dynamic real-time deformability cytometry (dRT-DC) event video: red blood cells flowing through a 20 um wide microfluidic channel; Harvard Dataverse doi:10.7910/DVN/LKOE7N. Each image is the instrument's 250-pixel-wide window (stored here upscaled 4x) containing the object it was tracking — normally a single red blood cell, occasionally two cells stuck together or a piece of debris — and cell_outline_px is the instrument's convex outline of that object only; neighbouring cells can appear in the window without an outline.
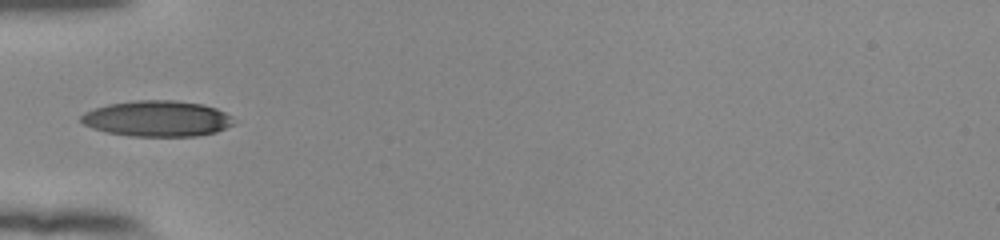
{"species": "human", "species_latin": "Homo sapiens", "temperature_condition": "room temperature", "stored_images_in_passage": 13, "camera_frame_rate_fps": 3000, "um_per_image_px": 0.085, "donor": {"sex": "female"}, "frame": {"image": 1, "passage_image": 1, "time_ms": 0.0, "image_size_px": [1000, 240], "cell_outline_px": [[236, 124], [216, 132], [196, 136], [128, 136], [108, 132], [92, 128], [84, 124], [80, 120], [80, 116], [84, 112], [92, 108], [108, 104], [136, 100], [176, 100], [204, 104], [216, 108], [232, 116]], "centroid_in_image_um": [13.37, 10.07], "position_along_channel_um": 71.6, "area_um2": 32.19}}
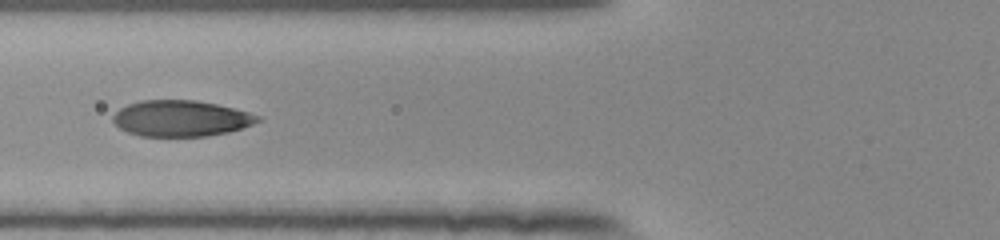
{"frame": {"image": 2, "passage_image": 4, "time_ms": 1.0, "image_size_px": [1000, 240], "cell_outline_px": [[260, 120], [252, 124], [228, 132], [208, 136], [140, 136], [128, 132], [120, 128], [112, 120], [112, 116], [120, 108], [128, 104], [140, 100], [196, 100], [216, 104], [248, 112], [260, 116]], "centroid_in_image_um": [15.35, 10.06], "position_along_channel_um": 110.5, "area_um2": 30.23}}
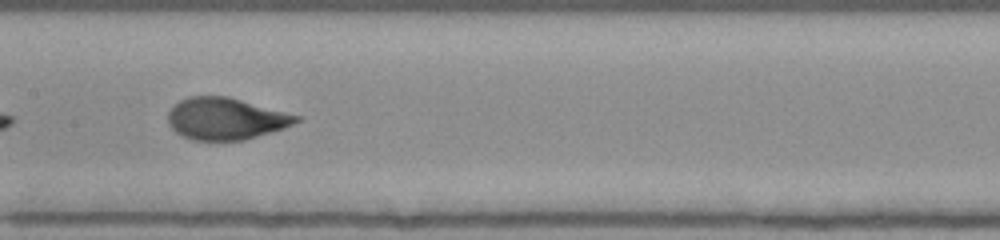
{"frame": {"image": 3, "passage_image": 10, "time_ms": 3.0, "image_size_px": [1000, 240], "cell_outline_px": [[300, 120], [284, 128], [244, 140], [192, 140], [176, 132], [168, 124], [168, 112], [180, 100], [188, 96], [228, 96], [300, 116]], "centroid_in_image_um": [19.17, 10.08], "position_along_channel_um": 188.2, "area_um2": 31.04}}